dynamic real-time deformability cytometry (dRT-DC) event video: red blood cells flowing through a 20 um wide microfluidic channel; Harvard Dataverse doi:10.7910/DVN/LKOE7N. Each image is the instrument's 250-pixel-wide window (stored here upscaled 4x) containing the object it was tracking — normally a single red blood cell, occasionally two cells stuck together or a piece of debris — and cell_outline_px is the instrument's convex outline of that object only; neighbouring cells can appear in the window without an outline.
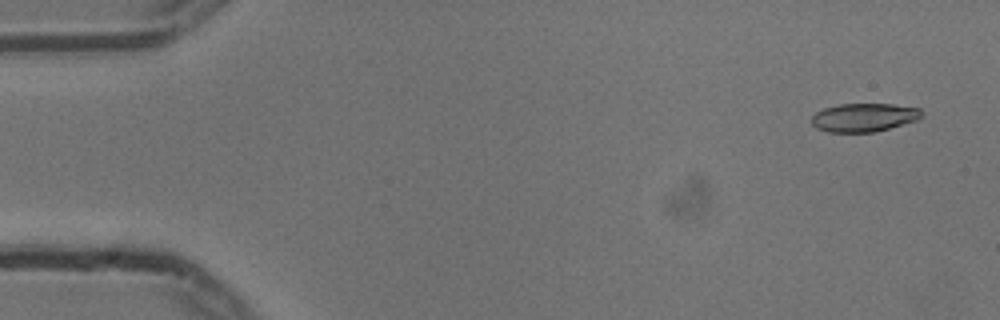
{"species": "common noctule bat (a hibernating species)", "species_latin": "Nyctalus noctula", "temperature_condition": "cold", "stored_images_in_passage": 12, "camera_frame_rate_fps": 3000, "um_per_image_px": 0.085, "animal": {"sex": "male", "body_mass_g": 13.3}, "frame": {"image": 1, "passage_image": 3, "time_ms": 0.667, "image_size_px": [1000, 320], "cell_outline_px": [[924, 116], [916, 120], [888, 128], [872, 132], [828, 132], [816, 128], [812, 124], [812, 116], [816, 112], [824, 108], [840, 104], [892, 104], [920, 108], [924, 112]], "centroid_in_image_um": [73.44, 9.97], "position_along_channel_um": 11.6, "area_um2": 18.21}}